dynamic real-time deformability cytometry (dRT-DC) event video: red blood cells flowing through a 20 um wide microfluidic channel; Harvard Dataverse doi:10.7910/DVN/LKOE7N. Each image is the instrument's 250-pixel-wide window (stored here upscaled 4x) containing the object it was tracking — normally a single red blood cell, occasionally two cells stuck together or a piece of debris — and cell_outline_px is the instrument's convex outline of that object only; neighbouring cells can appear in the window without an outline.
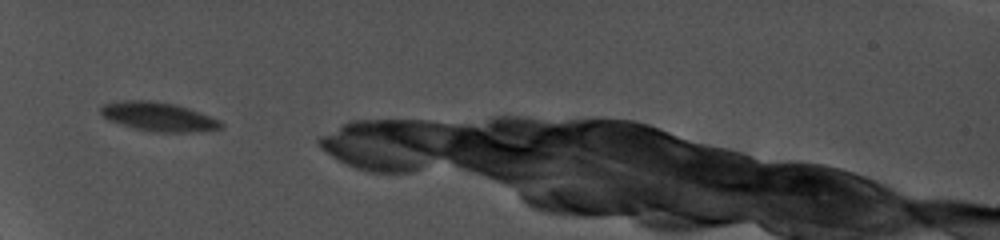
{"species": "common noctule bat (a hibernating species)", "species_latin": "Nyctalus noctula", "temperature_condition": "cold", "stored_images_in_passage": 12, "camera_frame_rate_fps": 5000, "um_per_image_px": 0.085, "animal": {"sex": "female", "body_mass_g": 19.0, "forearm_length_mm": 56.7}, "frame": {"image": 1, "passage_image": 1, "time_ms": 0.0, "image_size_px": [1000, 240], "cell_outline_px": [[224, 128], [200, 132], [156, 132], [136, 128], [108, 120], [100, 112], [100, 108], [104, 104], [120, 100], [152, 100], [176, 104], [200, 112], [220, 120], [224, 124]], "centroid_in_image_um": [13.52, 9.91], "position_along_channel_um": 71.5, "area_um2": 20.4}}
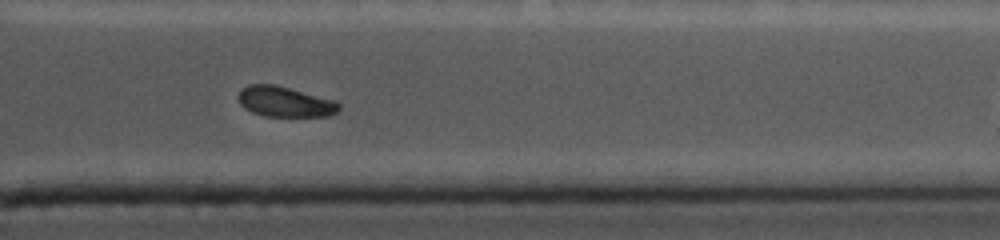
{"frame": {"image": 2, "passage_image": 9, "time_ms": 8.6, "image_size_px": [1000, 240], "cell_outline_px": [[340, 108], [336, 112], [328, 116], [264, 116], [252, 112], [244, 108], [240, 104], [236, 96], [240, 88], [248, 84], [276, 84], [336, 100], [340, 104]], "centroid_in_image_um": [24.18, 8.63], "position_along_channel_um": 387.2, "area_um2": 18.15}}